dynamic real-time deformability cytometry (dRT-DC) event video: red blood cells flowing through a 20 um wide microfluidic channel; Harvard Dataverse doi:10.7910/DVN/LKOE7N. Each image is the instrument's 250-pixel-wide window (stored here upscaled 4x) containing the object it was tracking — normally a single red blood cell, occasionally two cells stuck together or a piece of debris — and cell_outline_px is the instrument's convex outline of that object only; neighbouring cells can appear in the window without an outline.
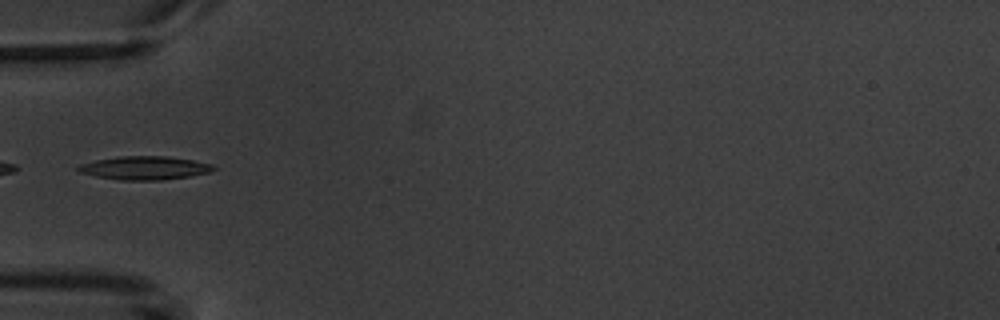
{"species": "common noctule bat (a hibernating species)", "species_latin": "Nyctalus noctula", "temperature_condition": "warm", "stored_images_in_passage": 7, "camera_frame_rate_fps": 3000, "um_per_image_px": 0.085, "animal": {"sex": "male", "body_mass_g": 20.1, "forearm_length_mm": 53.5}, "frame": {"image": 1, "passage_image": 4, "time_ms": 4.0, "image_size_px": [1000, 320], "cell_outline_px": [[216, 168], [208, 172], [188, 176], [160, 180], [120, 180], [96, 176], [80, 172], [76, 168], [80, 164], [96, 160], [120, 156], [164, 156], [192, 160], [212, 164]], "centroid_in_image_um": [12.26, 14.27], "position_along_channel_um": 72.7, "area_um2": 18.21}}
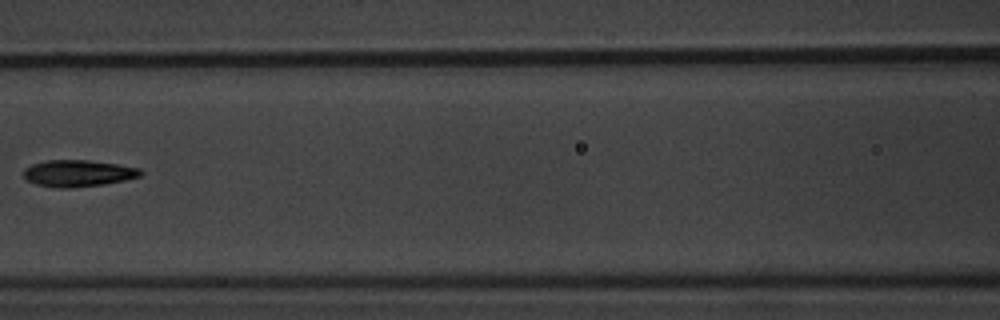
{"frame": {"image": 2, "passage_image": 6, "time_ms": 6.333, "image_size_px": [1000, 320], "cell_outline_px": [[144, 172], [140, 176], [124, 180], [104, 184], [68, 188], [60, 188], [36, 184], [28, 180], [24, 176], [24, 168], [32, 164], [44, 160], [88, 160], [116, 164], [140, 168]], "centroid_in_image_um": [6.64, 14.72], "position_along_channel_um": 160.0, "area_um2": 18.09}}
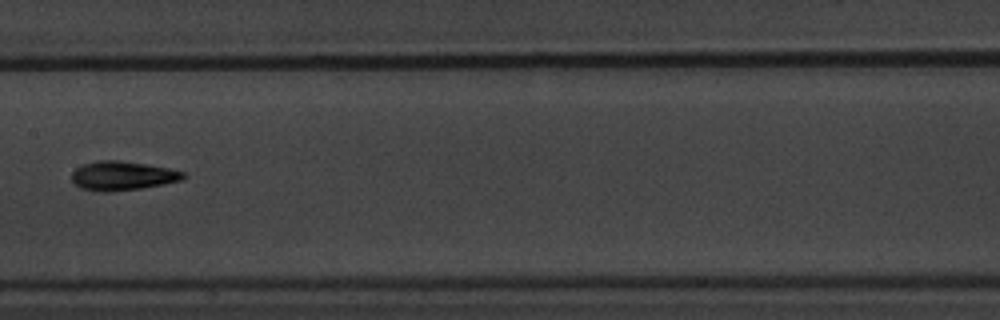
{"frame": {"image": 3, "passage_image": 7, "time_ms": 7.333, "image_size_px": [1000, 320], "cell_outline_px": [[188, 176], [180, 180], [164, 184], [140, 188], [112, 192], [96, 192], [80, 188], [72, 180], [72, 172], [76, 168], [84, 164], [100, 160], [120, 160], [168, 168], [184, 172]], "centroid_in_image_um": [10.39, 14.95], "position_along_channel_um": 197.0, "area_um2": 18.9}}